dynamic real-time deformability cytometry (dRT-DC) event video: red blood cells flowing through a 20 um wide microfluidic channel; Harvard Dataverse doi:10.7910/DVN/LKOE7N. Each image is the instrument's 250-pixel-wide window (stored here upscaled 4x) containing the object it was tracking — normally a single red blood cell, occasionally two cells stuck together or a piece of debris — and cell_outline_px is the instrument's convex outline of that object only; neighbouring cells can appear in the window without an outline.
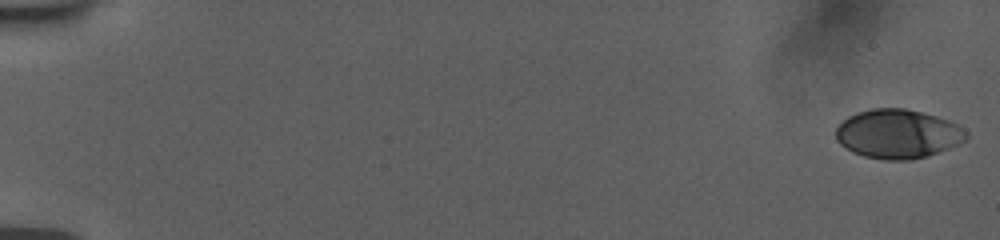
{"species": "human", "species_latin": "Homo sapiens", "temperature_condition": "room temperature", "stored_images_in_passage": 56, "camera_frame_rate_fps": 3000, "um_per_image_px": 0.085, "donor": {"sex": "female"}, "frame": {"image": 1, "passage_image": 1, "time_ms": 0.0, "image_size_px": [1000, 240], "cell_outline_px": [[968, 140], [960, 144], [928, 156], [908, 160], [884, 160], [864, 156], [852, 152], [840, 144], [836, 140], [836, 128], [848, 116], [856, 112], [872, 108], [904, 108], [936, 116], [948, 120], [956, 124], [968, 132]], "centroid_in_image_um": [76.33, 11.39], "position_along_channel_um": 8.7, "area_um2": 37.45}}
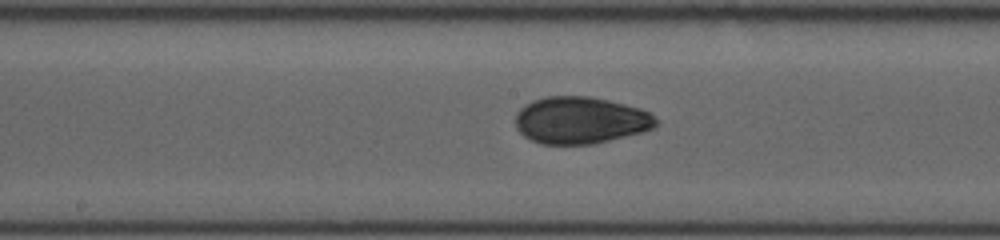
{"frame": {"image": 2, "passage_image": 31, "time_ms": 10.0, "image_size_px": [1000, 240], "cell_outline_px": [[660, 120], [652, 128], [640, 132], [592, 144], [540, 144], [524, 136], [516, 128], [516, 116], [520, 108], [532, 100], [548, 96], [588, 96], [608, 100], [640, 108], [656, 116]], "centroid_in_image_um": [49.33, 10.21], "position_along_channel_um": 198.9, "area_um2": 38.32}}
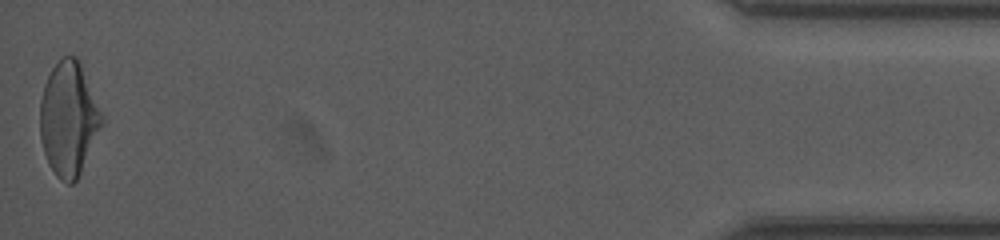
{"frame": {"image": 3, "passage_image": 56, "time_ms": 18.333, "image_size_px": [1000, 240], "cell_outline_px": [[104, 124], [76, 180], [72, 184], [68, 184], [60, 180], [56, 176], [48, 164], [44, 152], [40, 136], [40, 100], [44, 84], [52, 68], [60, 56], [76, 56], [80, 60], [104, 116]], "centroid_in_image_um": [5.85, 10.07], "position_along_channel_um": 429.4, "area_um2": 41.5}, "authors_computed_cell_mechanics": {"area_um2": 38.0902, "velocity_mm_per_s": 3.7445, "shape_relaxation_time_tau1_ms": 5.2027, "shape_relaxation_time_tau2_ms": 1.3479, "deformation_change_tau1": 0.1626, "deformation_change_tau2": 0.0518}}